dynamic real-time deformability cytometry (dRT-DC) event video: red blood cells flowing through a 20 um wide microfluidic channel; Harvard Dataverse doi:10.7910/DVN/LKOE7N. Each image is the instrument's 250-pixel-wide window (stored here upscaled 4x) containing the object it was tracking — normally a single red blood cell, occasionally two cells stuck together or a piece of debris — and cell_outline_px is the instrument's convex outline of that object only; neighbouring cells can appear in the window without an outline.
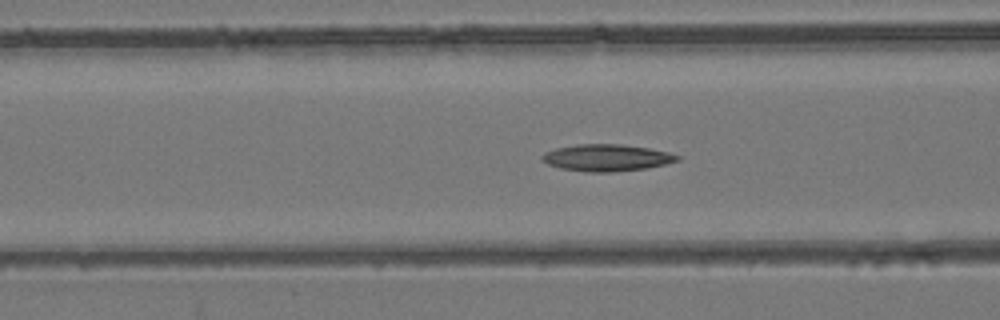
{"species": "common noctule bat (a hibernating species)", "species_latin": "Nyctalus noctula", "temperature_condition": "room temperature", "stored_images_in_passage": 48, "camera_frame_rate_fps": 3000, "um_per_image_px": 0.085, "animal": {"sex": "female", "body_mass_g": 24.6, "forearm_length_mm": 56.2}, "frame": {"image": 1, "passage_image": 15, "time_ms": 4.667, "image_size_px": [1000, 320], "cell_outline_px": [[680, 160], [648, 168], [612, 172], [584, 172], [560, 168], [548, 164], [540, 160], [540, 156], [544, 152], [556, 148], [576, 144], [620, 144], [648, 148], [668, 152], [680, 156]], "centroid_in_image_um": [51.53, 13.41], "position_along_channel_um": 115.1, "area_um2": 21.27}}
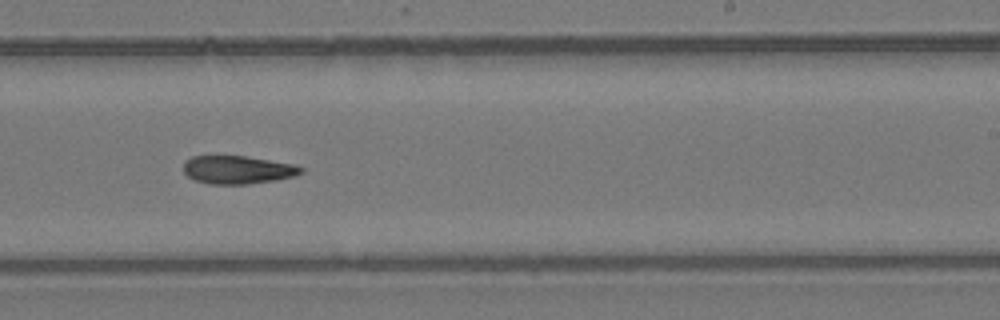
{"frame": {"image": 2, "passage_image": 27, "time_ms": 8.667, "image_size_px": [1000, 320], "cell_outline_px": [[304, 172], [292, 176], [276, 180], [248, 184], [208, 184], [196, 180], [188, 176], [184, 172], [184, 160], [192, 156], [244, 156], [296, 164], [304, 168]], "centroid_in_image_um": [20.21, 14.43], "position_along_channel_um": 268.8, "area_um2": 19.31}}
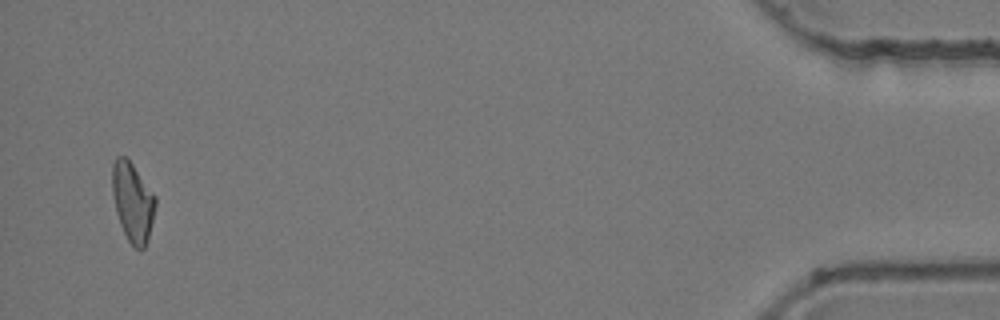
{"frame": {"image": 3, "passage_image": 46, "time_ms": 15.0, "image_size_px": [1000, 320], "cell_outline_px": [[156, 204], [148, 236], [144, 248], [140, 252], [128, 240], [120, 224], [116, 212], [112, 192], [112, 164], [116, 156], [124, 156], [132, 164], [156, 196]], "centroid_in_image_um": [11.26, 17.16], "position_along_channel_um": 423.9, "area_um2": 19.71}}